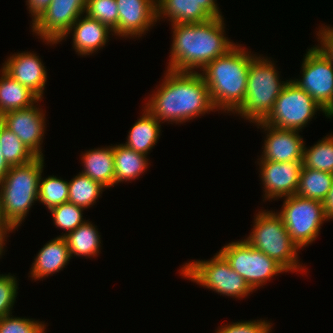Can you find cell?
Returning <instances> with one entry per match:
<instances>
[{
    "label": "cell",
    "mask_w": 333,
    "mask_h": 333,
    "mask_svg": "<svg viewBox=\"0 0 333 333\" xmlns=\"http://www.w3.org/2000/svg\"><path fill=\"white\" fill-rule=\"evenodd\" d=\"M316 34L321 45L315 47L333 64V27L323 26Z\"/></svg>",
    "instance_id": "obj_36"
},
{
    "label": "cell",
    "mask_w": 333,
    "mask_h": 333,
    "mask_svg": "<svg viewBox=\"0 0 333 333\" xmlns=\"http://www.w3.org/2000/svg\"><path fill=\"white\" fill-rule=\"evenodd\" d=\"M284 199L282 209L276 213L283 220L291 239L302 249L313 243L324 221H329L323 202L296 194Z\"/></svg>",
    "instance_id": "obj_8"
},
{
    "label": "cell",
    "mask_w": 333,
    "mask_h": 333,
    "mask_svg": "<svg viewBox=\"0 0 333 333\" xmlns=\"http://www.w3.org/2000/svg\"><path fill=\"white\" fill-rule=\"evenodd\" d=\"M44 322L11 314L0 318V333H46Z\"/></svg>",
    "instance_id": "obj_33"
},
{
    "label": "cell",
    "mask_w": 333,
    "mask_h": 333,
    "mask_svg": "<svg viewBox=\"0 0 333 333\" xmlns=\"http://www.w3.org/2000/svg\"><path fill=\"white\" fill-rule=\"evenodd\" d=\"M0 122L11 130L36 157H44L42 142L45 132V113L37 105L7 112Z\"/></svg>",
    "instance_id": "obj_13"
},
{
    "label": "cell",
    "mask_w": 333,
    "mask_h": 333,
    "mask_svg": "<svg viewBox=\"0 0 333 333\" xmlns=\"http://www.w3.org/2000/svg\"><path fill=\"white\" fill-rule=\"evenodd\" d=\"M145 107L160 122L183 123L213 111L209 89L201 74L167 69Z\"/></svg>",
    "instance_id": "obj_1"
},
{
    "label": "cell",
    "mask_w": 333,
    "mask_h": 333,
    "mask_svg": "<svg viewBox=\"0 0 333 333\" xmlns=\"http://www.w3.org/2000/svg\"><path fill=\"white\" fill-rule=\"evenodd\" d=\"M115 163V185L124 181L138 179L148 169V158L146 155L137 153L124 144L113 146Z\"/></svg>",
    "instance_id": "obj_24"
},
{
    "label": "cell",
    "mask_w": 333,
    "mask_h": 333,
    "mask_svg": "<svg viewBox=\"0 0 333 333\" xmlns=\"http://www.w3.org/2000/svg\"><path fill=\"white\" fill-rule=\"evenodd\" d=\"M258 162L265 200H278L296 194L302 161Z\"/></svg>",
    "instance_id": "obj_14"
},
{
    "label": "cell",
    "mask_w": 333,
    "mask_h": 333,
    "mask_svg": "<svg viewBox=\"0 0 333 333\" xmlns=\"http://www.w3.org/2000/svg\"><path fill=\"white\" fill-rule=\"evenodd\" d=\"M84 170L82 174L89 176L106 188L115 185V163L113 146L91 149L82 153Z\"/></svg>",
    "instance_id": "obj_21"
},
{
    "label": "cell",
    "mask_w": 333,
    "mask_h": 333,
    "mask_svg": "<svg viewBox=\"0 0 333 333\" xmlns=\"http://www.w3.org/2000/svg\"><path fill=\"white\" fill-rule=\"evenodd\" d=\"M333 174L304 167L300 170L296 195L324 202L331 189Z\"/></svg>",
    "instance_id": "obj_26"
},
{
    "label": "cell",
    "mask_w": 333,
    "mask_h": 333,
    "mask_svg": "<svg viewBox=\"0 0 333 333\" xmlns=\"http://www.w3.org/2000/svg\"><path fill=\"white\" fill-rule=\"evenodd\" d=\"M219 252L228 261L231 268L243 277L255 291L275 275L286 272L274 259L253 248L245 240L228 243Z\"/></svg>",
    "instance_id": "obj_10"
},
{
    "label": "cell",
    "mask_w": 333,
    "mask_h": 333,
    "mask_svg": "<svg viewBox=\"0 0 333 333\" xmlns=\"http://www.w3.org/2000/svg\"><path fill=\"white\" fill-rule=\"evenodd\" d=\"M118 25L113 35L120 37H141L156 20V0H116Z\"/></svg>",
    "instance_id": "obj_17"
},
{
    "label": "cell",
    "mask_w": 333,
    "mask_h": 333,
    "mask_svg": "<svg viewBox=\"0 0 333 333\" xmlns=\"http://www.w3.org/2000/svg\"><path fill=\"white\" fill-rule=\"evenodd\" d=\"M181 275L220 295L245 298L254 290L234 271L224 256L217 252L211 260L190 261L181 268Z\"/></svg>",
    "instance_id": "obj_7"
},
{
    "label": "cell",
    "mask_w": 333,
    "mask_h": 333,
    "mask_svg": "<svg viewBox=\"0 0 333 333\" xmlns=\"http://www.w3.org/2000/svg\"><path fill=\"white\" fill-rule=\"evenodd\" d=\"M272 323L267 320L237 321L218 328L216 333H270Z\"/></svg>",
    "instance_id": "obj_35"
},
{
    "label": "cell",
    "mask_w": 333,
    "mask_h": 333,
    "mask_svg": "<svg viewBox=\"0 0 333 333\" xmlns=\"http://www.w3.org/2000/svg\"><path fill=\"white\" fill-rule=\"evenodd\" d=\"M9 168H10L9 165L6 163V161L3 158L1 145H0V182L6 176L7 172L9 171Z\"/></svg>",
    "instance_id": "obj_39"
},
{
    "label": "cell",
    "mask_w": 333,
    "mask_h": 333,
    "mask_svg": "<svg viewBox=\"0 0 333 333\" xmlns=\"http://www.w3.org/2000/svg\"><path fill=\"white\" fill-rule=\"evenodd\" d=\"M18 281L15 275L0 274V318L12 314L18 293Z\"/></svg>",
    "instance_id": "obj_34"
},
{
    "label": "cell",
    "mask_w": 333,
    "mask_h": 333,
    "mask_svg": "<svg viewBox=\"0 0 333 333\" xmlns=\"http://www.w3.org/2000/svg\"><path fill=\"white\" fill-rule=\"evenodd\" d=\"M250 53L236 44L201 70L215 111L234 113L244 102L250 61L256 56Z\"/></svg>",
    "instance_id": "obj_3"
},
{
    "label": "cell",
    "mask_w": 333,
    "mask_h": 333,
    "mask_svg": "<svg viewBox=\"0 0 333 333\" xmlns=\"http://www.w3.org/2000/svg\"><path fill=\"white\" fill-rule=\"evenodd\" d=\"M87 0H52L32 24V31L47 44H58L72 24L85 13Z\"/></svg>",
    "instance_id": "obj_12"
},
{
    "label": "cell",
    "mask_w": 333,
    "mask_h": 333,
    "mask_svg": "<svg viewBox=\"0 0 333 333\" xmlns=\"http://www.w3.org/2000/svg\"><path fill=\"white\" fill-rule=\"evenodd\" d=\"M0 116L14 110L30 107L41 101L28 88L14 80L1 68Z\"/></svg>",
    "instance_id": "obj_23"
},
{
    "label": "cell",
    "mask_w": 333,
    "mask_h": 333,
    "mask_svg": "<svg viewBox=\"0 0 333 333\" xmlns=\"http://www.w3.org/2000/svg\"><path fill=\"white\" fill-rule=\"evenodd\" d=\"M70 259L67 241L59 235L40 249L30 268V277L37 281L53 275L62 270Z\"/></svg>",
    "instance_id": "obj_20"
},
{
    "label": "cell",
    "mask_w": 333,
    "mask_h": 333,
    "mask_svg": "<svg viewBox=\"0 0 333 333\" xmlns=\"http://www.w3.org/2000/svg\"><path fill=\"white\" fill-rule=\"evenodd\" d=\"M4 246H5V242H0V257H2L3 253L5 252Z\"/></svg>",
    "instance_id": "obj_42"
},
{
    "label": "cell",
    "mask_w": 333,
    "mask_h": 333,
    "mask_svg": "<svg viewBox=\"0 0 333 333\" xmlns=\"http://www.w3.org/2000/svg\"><path fill=\"white\" fill-rule=\"evenodd\" d=\"M276 64L264 56L250 61L245 100L234 112L252 123L263 121L289 80L281 81Z\"/></svg>",
    "instance_id": "obj_5"
},
{
    "label": "cell",
    "mask_w": 333,
    "mask_h": 333,
    "mask_svg": "<svg viewBox=\"0 0 333 333\" xmlns=\"http://www.w3.org/2000/svg\"><path fill=\"white\" fill-rule=\"evenodd\" d=\"M173 41L167 69L196 72L214 59L226 54L236 44L225 36L224 18L203 23L171 24Z\"/></svg>",
    "instance_id": "obj_2"
},
{
    "label": "cell",
    "mask_w": 333,
    "mask_h": 333,
    "mask_svg": "<svg viewBox=\"0 0 333 333\" xmlns=\"http://www.w3.org/2000/svg\"><path fill=\"white\" fill-rule=\"evenodd\" d=\"M273 212L259 211L254 217L252 232L244 240L274 259L286 272L302 271L304 267L298 262L300 248L291 239L281 217Z\"/></svg>",
    "instance_id": "obj_6"
},
{
    "label": "cell",
    "mask_w": 333,
    "mask_h": 333,
    "mask_svg": "<svg viewBox=\"0 0 333 333\" xmlns=\"http://www.w3.org/2000/svg\"><path fill=\"white\" fill-rule=\"evenodd\" d=\"M68 185V202L84 209L92 207L105 188L81 172L74 176V178L68 182Z\"/></svg>",
    "instance_id": "obj_27"
},
{
    "label": "cell",
    "mask_w": 333,
    "mask_h": 333,
    "mask_svg": "<svg viewBox=\"0 0 333 333\" xmlns=\"http://www.w3.org/2000/svg\"><path fill=\"white\" fill-rule=\"evenodd\" d=\"M0 224L10 233L14 229L5 221L3 217V210H2V202H1V194H0Z\"/></svg>",
    "instance_id": "obj_40"
},
{
    "label": "cell",
    "mask_w": 333,
    "mask_h": 333,
    "mask_svg": "<svg viewBox=\"0 0 333 333\" xmlns=\"http://www.w3.org/2000/svg\"><path fill=\"white\" fill-rule=\"evenodd\" d=\"M81 16L58 42L66 39L68 34L73 32V48L78 55H92L97 50L103 49L109 40V35H113V30L98 20L90 18L87 14H84V17L83 14ZM110 32L111 34H109Z\"/></svg>",
    "instance_id": "obj_19"
},
{
    "label": "cell",
    "mask_w": 333,
    "mask_h": 333,
    "mask_svg": "<svg viewBox=\"0 0 333 333\" xmlns=\"http://www.w3.org/2000/svg\"><path fill=\"white\" fill-rule=\"evenodd\" d=\"M317 111H322L331 119L306 91L289 80L262 122L281 129L301 131Z\"/></svg>",
    "instance_id": "obj_9"
},
{
    "label": "cell",
    "mask_w": 333,
    "mask_h": 333,
    "mask_svg": "<svg viewBox=\"0 0 333 333\" xmlns=\"http://www.w3.org/2000/svg\"><path fill=\"white\" fill-rule=\"evenodd\" d=\"M302 79L291 81L310 95L333 117V64L315 47L309 48L302 62Z\"/></svg>",
    "instance_id": "obj_11"
},
{
    "label": "cell",
    "mask_w": 333,
    "mask_h": 333,
    "mask_svg": "<svg viewBox=\"0 0 333 333\" xmlns=\"http://www.w3.org/2000/svg\"><path fill=\"white\" fill-rule=\"evenodd\" d=\"M2 69L42 100L47 70L37 54L25 51L13 54L3 63Z\"/></svg>",
    "instance_id": "obj_18"
},
{
    "label": "cell",
    "mask_w": 333,
    "mask_h": 333,
    "mask_svg": "<svg viewBox=\"0 0 333 333\" xmlns=\"http://www.w3.org/2000/svg\"><path fill=\"white\" fill-rule=\"evenodd\" d=\"M323 205H324V209H325L327 218L329 220L333 219V181H332L331 189L328 193L327 198L323 202Z\"/></svg>",
    "instance_id": "obj_38"
},
{
    "label": "cell",
    "mask_w": 333,
    "mask_h": 333,
    "mask_svg": "<svg viewBox=\"0 0 333 333\" xmlns=\"http://www.w3.org/2000/svg\"><path fill=\"white\" fill-rule=\"evenodd\" d=\"M142 116L131 127L128 138L124 145L137 153L148 155L161 133V122L153 116L146 108Z\"/></svg>",
    "instance_id": "obj_22"
},
{
    "label": "cell",
    "mask_w": 333,
    "mask_h": 333,
    "mask_svg": "<svg viewBox=\"0 0 333 333\" xmlns=\"http://www.w3.org/2000/svg\"><path fill=\"white\" fill-rule=\"evenodd\" d=\"M97 226L89 220L77 229L64 236L67 241L70 256L96 257L101 248V238Z\"/></svg>",
    "instance_id": "obj_25"
},
{
    "label": "cell",
    "mask_w": 333,
    "mask_h": 333,
    "mask_svg": "<svg viewBox=\"0 0 333 333\" xmlns=\"http://www.w3.org/2000/svg\"><path fill=\"white\" fill-rule=\"evenodd\" d=\"M69 185L56 176H48L39 179L38 201L45 205L48 210L68 202Z\"/></svg>",
    "instance_id": "obj_30"
},
{
    "label": "cell",
    "mask_w": 333,
    "mask_h": 333,
    "mask_svg": "<svg viewBox=\"0 0 333 333\" xmlns=\"http://www.w3.org/2000/svg\"><path fill=\"white\" fill-rule=\"evenodd\" d=\"M302 165L333 174V135H327L313 146L303 148Z\"/></svg>",
    "instance_id": "obj_29"
},
{
    "label": "cell",
    "mask_w": 333,
    "mask_h": 333,
    "mask_svg": "<svg viewBox=\"0 0 333 333\" xmlns=\"http://www.w3.org/2000/svg\"><path fill=\"white\" fill-rule=\"evenodd\" d=\"M254 124L267 131L259 161H303L304 141L299 135L300 131L277 128L262 121Z\"/></svg>",
    "instance_id": "obj_16"
},
{
    "label": "cell",
    "mask_w": 333,
    "mask_h": 333,
    "mask_svg": "<svg viewBox=\"0 0 333 333\" xmlns=\"http://www.w3.org/2000/svg\"><path fill=\"white\" fill-rule=\"evenodd\" d=\"M0 145L3 158L9 167L27 164L36 158L22 141L1 122Z\"/></svg>",
    "instance_id": "obj_28"
},
{
    "label": "cell",
    "mask_w": 333,
    "mask_h": 333,
    "mask_svg": "<svg viewBox=\"0 0 333 333\" xmlns=\"http://www.w3.org/2000/svg\"><path fill=\"white\" fill-rule=\"evenodd\" d=\"M216 0H156V20L169 18L172 24L203 23L223 18Z\"/></svg>",
    "instance_id": "obj_15"
},
{
    "label": "cell",
    "mask_w": 333,
    "mask_h": 333,
    "mask_svg": "<svg viewBox=\"0 0 333 333\" xmlns=\"http://www.w3.org/2000/svg\"><path fill=\"white\" fill-rule=\"evenodd\" d=\"M43 167L44 157H36L27 164L10 167L0 182L3 217L14 231L22 224L31 206L38 201Z\"/></svg>",
    "instance_id": "obj_4"
},
{
    "label": "cell",
    "mask_w": 333,
    "mask_h": 333,
    "mask_svg": "<svg viewBox=\"0 0 333 333\" xmlns=\"http://www.w3.org/2000/svg\"><path fill=\"white\" fill-rule=\"evenodd\" d=\"M9 232L0 224V242H6V237Z\"/></svg>",
    "instance_id": "obj_41"
},
{
    "label": "cell",
    "mask_w": 333,
    "mask_h": 333,
    "mask_svg": "<svg viewBox=\"0 0 333 333\" xmlns=\"http://www.w3.org/2000/svg\"><path fill=\"white\" fill-rule=\"evenodd\" d=\"M85 13L114 30L118 25V5L116 0H87Z\"/></svg>",
    "instance_id": "obj_32"
},
{
    "label": "cell",
    "mask_w": 333,
    "mask_h": 333,
    "mask_svg": "<svg viewBox=\"0 0 333 333\" xmlns=\"http://www.w3.org/2000/svg\"><path fill=\"white\" fill-rule=\"evenodd\" d=\"M52 0H27L29 14L32 16V24L42 15Z\"/></svg>",
    "instance_id": "obj_37"
},
{
    "label": "cell",
    "mask_w": 333,
    "mask_h": 333,
    "mask_svg": "<svg viewBox=\"0 0 333 333\" xmlns=\"http://www.w3.org/2000/svg\"><path fill=\"white\" fill-rule=\"evenodd\" d=\"M83 210L85 209L71 202H65L50 209L54 225L66 231L61 234L63 237L85 222L82 218Z\"/></svg>",
    "instance_id": "obj_31"
}]
</instances>
